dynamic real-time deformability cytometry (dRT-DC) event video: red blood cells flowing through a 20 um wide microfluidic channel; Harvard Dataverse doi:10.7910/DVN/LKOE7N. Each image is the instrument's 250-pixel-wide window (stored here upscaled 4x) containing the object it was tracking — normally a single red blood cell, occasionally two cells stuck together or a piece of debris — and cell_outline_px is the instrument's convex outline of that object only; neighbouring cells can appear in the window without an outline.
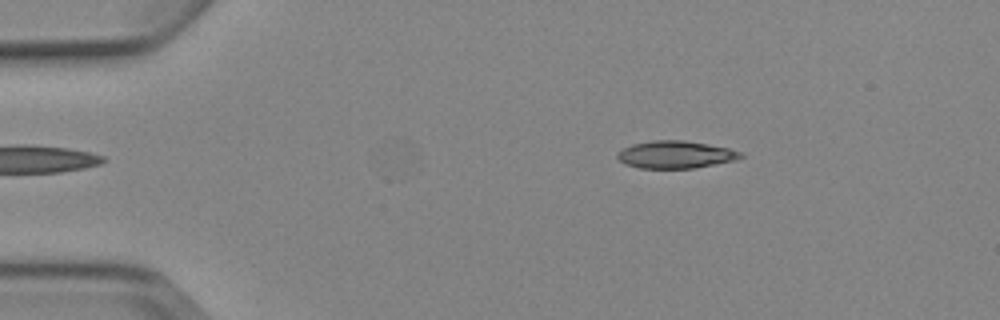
{"species": "Egyptian fruit bat (a non-hibernating species)", "species_latin": "Rousettus aegyptiacus", "temperature_condition": "cold", "stored_images_in_passage": 2, "camera_frame_rate_fps": 3000, "um_per_image_px": 0.085, "animal": {"sex": "female"}, "frame": {"image": 1, "passage_image": 2, "time_ms": 1.0, "image_size_px": [1000, 320], "cell_outline_px": [[744, 156], [736, 160], [696, 168], [640, 168], [624, 164], [616, 156], [616, 152], [632, 144], [652, 140], [684, 140], [728, 148], [740, 152]], "centroid_in_image_um": [57.39, 13.14], "position_along_channel_um": 27.6, "area_um2": 19.71}}